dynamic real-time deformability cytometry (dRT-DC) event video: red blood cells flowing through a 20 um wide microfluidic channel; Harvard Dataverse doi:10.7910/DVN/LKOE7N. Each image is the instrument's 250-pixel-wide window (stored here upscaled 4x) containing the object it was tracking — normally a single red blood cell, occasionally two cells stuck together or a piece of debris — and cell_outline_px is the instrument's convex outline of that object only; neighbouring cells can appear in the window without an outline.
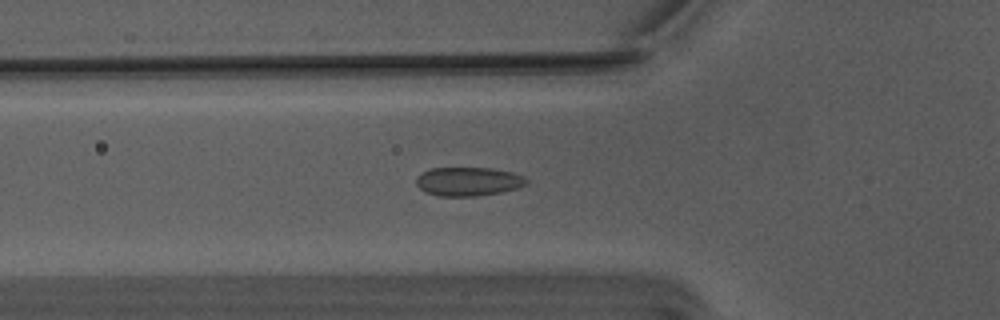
{"species": "Egyptian fruit bat (a non-hibernating species)", "species_latin": "Rousettus aegyptiacus", "temperature_condition": "warm", "stored_images_in_passage": 55, "camera_frame_rate_fps": 3000, "um_per_image_px": 0.085, "animal": {"sex": "male"}, "frame": {"image": 1, "passage_image": 18, "time_ms": 5.667, "image_size_px": [1000, 320], "cell_outline_px": [[528, 184], [520, 188], [500, 192], [476, 196], [440, 196], [424, 192], [416, 184], [416, 176], [432, 168], [492, 168], [512, 172], [524, 176], [528, 180]], "centroid_in_image_um": [39.83, 15.43], "position_along_channel_um": 86.0, "area_um2": 18.61}}
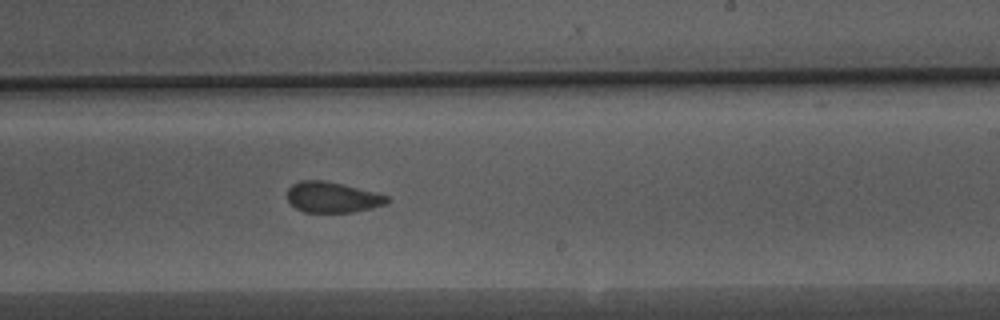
{"frame": {"image": 2, "passage_image": 32, "time_ms": 10.333, "image_size_px": [1000, 320], "cell_outline_px": [[392, 200], [384, 204], [372, 208], [352, 212], [304, 212], [296, 208], [288, 200], [288, 188], [292, 184], [300, 180], [320, 180], [340, 184], [388, 196]], "centroid_in_image_um": [28.23, 16.77], "position_along_channel_um": 260.8, "area_um2": 17.51}}
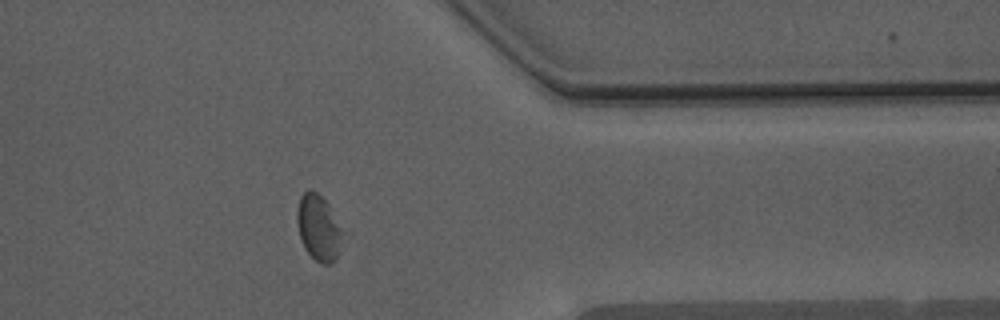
{"frame": {"image": 3, "passage_image": 43, "time_ms": 14.0, "image_size_px": [1000, 320], "cell_outline_px": [[340, 232], [336, 260], [332, 264], [320, 264], [304, 248], [300, 240], [296, 220], [296, 212], [300, 196], [308, 188], [316, 192], [328, 204], [340, 228]], "centroid_in_image_um": [27.0, 19.35], "position_along_channel_um": 384.4, "area_um2": 16.99}, "authors_computed_cell_mechanics": {"area_um2": 18.496, "velocity_mm_per_s": 3.7407, "shape_relaxation_time_tau1_ms": 4.4455, "shape_relaxation_time_tau2_ms": 1.125, "deformation_change_tau1": 0.072, "deformation_change_tau2": 0.0713}}